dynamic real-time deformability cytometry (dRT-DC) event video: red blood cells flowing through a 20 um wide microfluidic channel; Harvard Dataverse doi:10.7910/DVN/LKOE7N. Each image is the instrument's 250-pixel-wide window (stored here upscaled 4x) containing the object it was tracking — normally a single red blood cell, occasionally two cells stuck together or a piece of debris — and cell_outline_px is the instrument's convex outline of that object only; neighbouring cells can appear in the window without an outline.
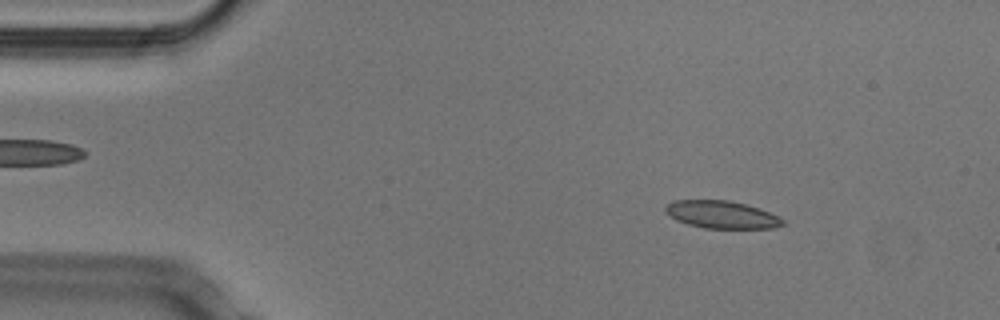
{"species": "Egyptian fruit bat (a non-hibernating species)", "species_latin": "Rousettus aegyptiacus", "temperature_condition": "cold", "stored_images_in_passage": 52, "camera_frame_rate_fps": 3000, "um_per_image_px": 0.085, "animal": {"sex": "male"}, "frame": {"image": 1, "passage_image": 7, "time_ms": 2.0, "image_size_px": [1000, 320], "cell_outline_px": [[784, 224], [772, 228], [704, 228], [688, 224], [676, 220], [668, 216], [664, 212], [664, 208], [672, 200], [728, 200], [760, 208], [780, 216], [784, 220]], "centroid_in_image_um": [61.32, 18.24], "position_along_channel_um": 23.7, "area_um2": 18.96}}
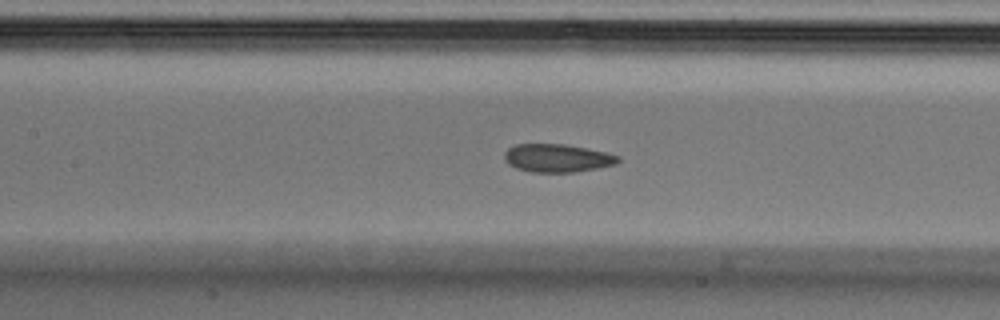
{"frame": {"image": 2, "passage_image": 23, "time_ms": 7.333, "image_size_px": [1000, 320], "cell_outline_px": [[620, 160], [616, 164], [596, 168], [572, 172], [528, 172], [516, 168], [508, 164], [504, 160], [504, 152], [508, 148], [516, 144], [564, 144], [604, 152], [620, 156]], "centroid_in_image_um": [47.32, 13.44], "position_along_channel_um": 160.1, "area_um2": 18.55}}
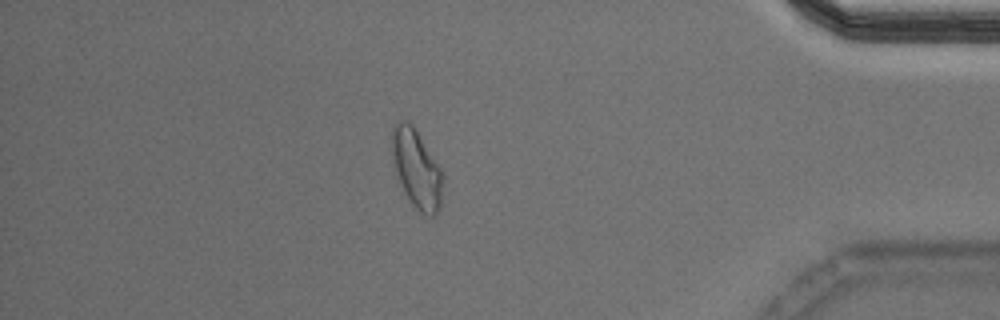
{"frame": {"image": 3, "passage_image": 45, "time_ms": 14.667, "image_size_px": [1000, 320], "cell_outline_px": [[444, 204], [436, 216], [428, 216], [420, 212], [408, 200], [396, 176], [392, 164], [392, 128], [400, 120], [408, 120], [416, 128], [440, 168], [444, 176]], "centroid_in_image_um": [35.45, 14.41], "position_along_channel_um": 399.8, "area_um2": 24.16}, "authors_computed_cell_mechanics": {"area_um2": 19.4786, "velocity_mm_per_s": 3.7933, "shape_relaxation_time_tau1_ms": null, "shape_relaxation_time_tau2_ms": 1.7745, "deformation_change_tau1": null, "deformation_change_tau2": 0.0658}}